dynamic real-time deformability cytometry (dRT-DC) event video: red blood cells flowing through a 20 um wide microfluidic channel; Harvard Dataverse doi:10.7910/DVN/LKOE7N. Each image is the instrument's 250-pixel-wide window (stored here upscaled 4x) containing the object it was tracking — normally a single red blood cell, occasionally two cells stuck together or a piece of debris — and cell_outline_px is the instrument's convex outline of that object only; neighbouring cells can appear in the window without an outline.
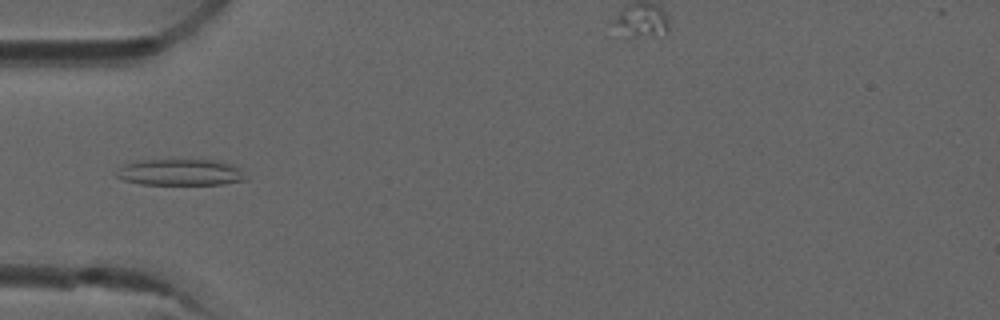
{"species": "common noctule bat (a hibernating species)", "species_latin": "Nyctalus noctula", "temperature_condition": "room temperature", "stored_images_in_passage": 5, "camera_frame_rate_fps": 3000, "um_per_image_px": 0.085, "animal": {"sex": "male", "forearm_length_mm": 52.5}, "frame": {"image": 1, "passage_image": 4, "time_ms": 1.0, "image_size_px": [1000, 320], "cell_outline_px": [[248, 180], [224, 184], [140, 184], [124, 180], [116, 176], [116, 172], [124, 164], [144, 160], [216, 160], [228, 164], [236, 168]], "centroid_in_image_um": [15.29, 14.65], "position_along_channel_um": 69.7, "area_um2": 19.48}}